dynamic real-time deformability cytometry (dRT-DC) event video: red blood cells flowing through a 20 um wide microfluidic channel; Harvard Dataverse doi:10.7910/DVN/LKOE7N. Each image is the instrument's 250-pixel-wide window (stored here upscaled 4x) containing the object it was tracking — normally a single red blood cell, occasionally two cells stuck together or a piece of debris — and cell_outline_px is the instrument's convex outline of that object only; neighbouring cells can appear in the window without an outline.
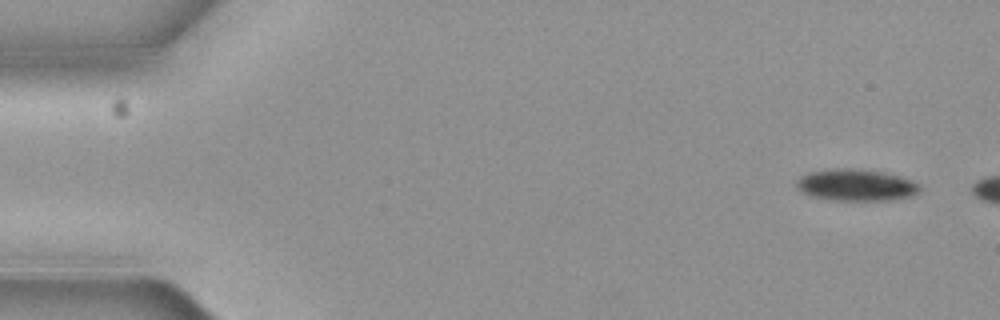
{"species": "common noctule bat (a hibernating species)", "species_latin": "Nyctalus noctula", "temperature_condition": "cold", "stored_images_in_passage": 4, "camera_frame_rate_fps": 3000, "um_per_image_px": 0.085, "animal": {"sex": "female", "body_mass_g": 19.3, "forearm_length_mm": 54.1}, "frame": {"image": 1, "passage_image": 1, "time_ms": 0.0, "image_size_px": [1000, 320], "cell_outline_px": [[920, 188], [912, 196], [888, 200], [836, 200], [808, 196], [796, 188], [796, 180], [800, 176], [808, 172], [832, 168], [852, 168], [884, 172], [900, 176], [916, 184]], "centroid_in_image_um": [72.67, 15.72], "position_along_channel_um": 12.3, "area_um2": 22.72}}